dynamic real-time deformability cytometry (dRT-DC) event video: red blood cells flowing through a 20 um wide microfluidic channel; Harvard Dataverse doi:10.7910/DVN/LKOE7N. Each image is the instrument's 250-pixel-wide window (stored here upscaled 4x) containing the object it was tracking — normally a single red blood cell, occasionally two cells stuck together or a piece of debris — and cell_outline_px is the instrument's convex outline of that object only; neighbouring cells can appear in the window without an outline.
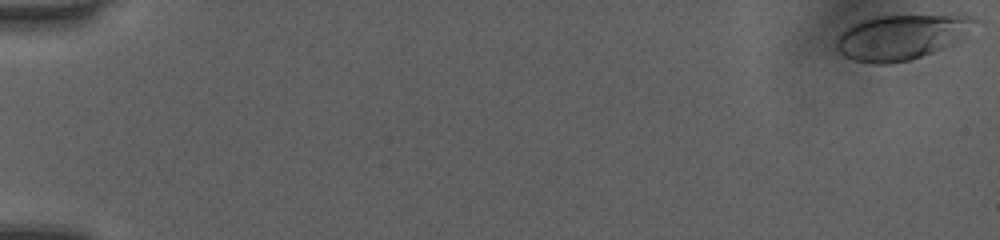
{"species": "human", "species_latin": "Homo sapiens", "temperature_condition": "room temperature", "stored_images_in_passage": 52, "camera_frame_rate_fps": 3000, "um_per_image_px": 0.085, "donor": {"sex": "female"}, "frame": {"image": 1, "passage_image": 1, "time_ms": 0.0, "image_size_px": [1000, 240], "cell_outline_px": [[980, 20], [952, 44], [932, 52], [908, 60], [888, 64], [872, 64], [852, 60], [844, 56], [836, 48], [836, 40], [852, 24], [860, 20], [876, 16], [972, 16]], "centroid_in_image_um": [76.56, 3.16], "position_along_channel_um": 8.4, "area_um2": 35.6}}
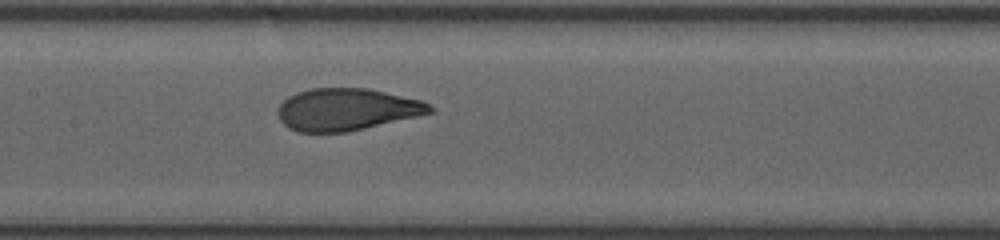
{"frame": {"image": 2, "passage_image": 27, "time_ms": 8.667, "image_size_px": [1000, 240], "cell_outline_px": [[436, 112], [348, 132], [296, 132], [288, 128], [280, 120], [276, 112], [280, 104], [288, 96], [296, 92], [312, 88], [368, 88], [420, 100], [436, 108]], "centroid_in_image_um": [29.46, 9.31], "position_along_channel_um": 177.9, "area_um2": 37.51}}
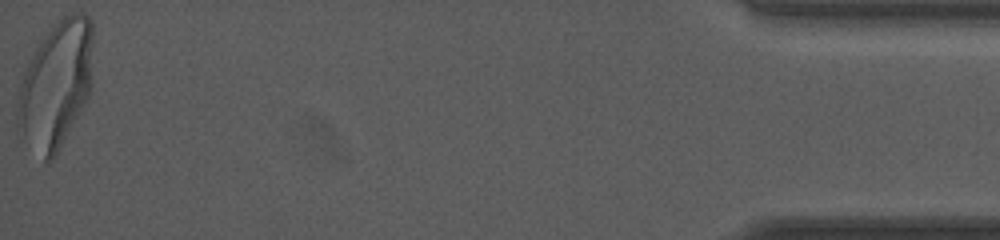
{"frame": {"image": 3, "passage_image": 52, "time_ms": 17.0, "image_size_px": [1000, 240], "cell_outline_px": [[92, 84], [88, 96], [84, 104], [56, 156], [48, 164], [44, 160], [24, 136], [16, 120], [20, 84], [24, 64], [40, 40], [52, 24], [64, 16], [72, 12], [80, 12], [88, 16], [92, 20]], "centroid_in_image_um": [4.76, 7.13], "position_along_channel_um": 430.4, "area_um2": 56.07}, "authors_computed_cell_mechanics": {"area_um2": 37.859, "velocity_mm_per_s": 4.0589, "shape_relaxation_time_tau1_ms": 4.0563, "shape_relaxation_time_tau2_ms": null, "deformation_change_tau1": 0.1897, "deformation_change_tau2": null}}